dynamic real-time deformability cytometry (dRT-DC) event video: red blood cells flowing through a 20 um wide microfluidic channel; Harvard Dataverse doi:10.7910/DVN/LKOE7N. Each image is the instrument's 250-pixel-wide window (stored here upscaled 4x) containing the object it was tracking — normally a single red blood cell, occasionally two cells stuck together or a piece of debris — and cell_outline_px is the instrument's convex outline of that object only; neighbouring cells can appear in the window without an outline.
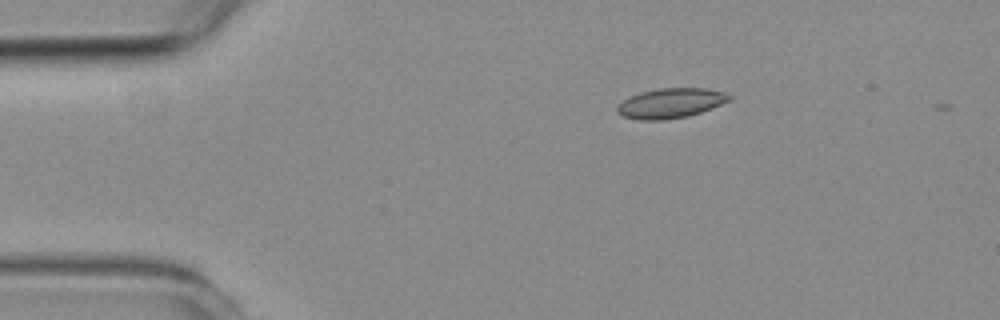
{"species": "common noctule bat (a hibernating species)", "species_latin": "Nyctalus noctula", "temperature_condition": "room temperature", "stored_images_in_passage": 2, "camera_frame_rate_fps": 3000, "um_per_image_px": 0.085, "animal": {"sex": "female", "body_mass_g": 19.3, "forearm_length_mm": 54.1}, "frame": {"image": 1, "passage_image": 1, "time_ms": 0.0, "image_size_px": [1000, 320], "cell_outline_px": [[732, 100], [700, 112], [688, 116], [664, 120], [640, 120], [624, 116], [616, 112], [616, 108], [628, 96], [640, 92], [660, 88], [704, 88], [724, 92], [732, 96]], "centroid_in_image_um": [57.01, 8.76], "position_along_channel_um": 28.0, "area_um2": 19.48}}